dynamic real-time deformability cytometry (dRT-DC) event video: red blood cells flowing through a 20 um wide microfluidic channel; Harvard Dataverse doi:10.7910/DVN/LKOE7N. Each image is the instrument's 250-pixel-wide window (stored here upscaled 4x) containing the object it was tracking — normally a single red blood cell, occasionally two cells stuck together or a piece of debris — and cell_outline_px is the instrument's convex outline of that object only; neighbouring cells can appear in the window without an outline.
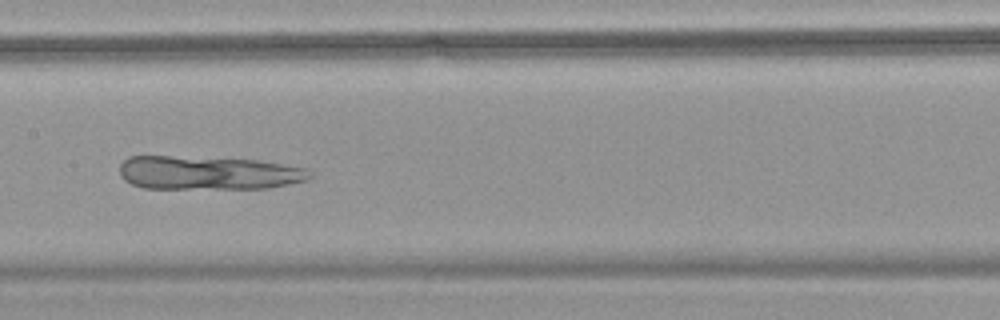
{"species": "common noctule bat (a hibernating species)", "species_latin": "Nyctalus noctula", "temperature_condition": "warm", "stored_images_in_passage": 37, "camera_frame_rate_fps": 3000, "um_per_image_px": 0.085, "animal": {"sex": "female", "body_mass_g": 18.4}, "frame": {"image": 1, "passage_image": 11, "time_ms": 3.333, "image_size_px": [1000, 320], "cell_outline_px": [[312, 176], [308, 180], [268, 188], [144, 188], [132, 184], [124, 180], [120, 176], [120, 164], [128, 156], [172, 156], [256, 160], [308, 168]], "centroid_in_image_um": [17.69, 14.69], "position_along_channel_um": 189.7, "area_um2": 37.22}}